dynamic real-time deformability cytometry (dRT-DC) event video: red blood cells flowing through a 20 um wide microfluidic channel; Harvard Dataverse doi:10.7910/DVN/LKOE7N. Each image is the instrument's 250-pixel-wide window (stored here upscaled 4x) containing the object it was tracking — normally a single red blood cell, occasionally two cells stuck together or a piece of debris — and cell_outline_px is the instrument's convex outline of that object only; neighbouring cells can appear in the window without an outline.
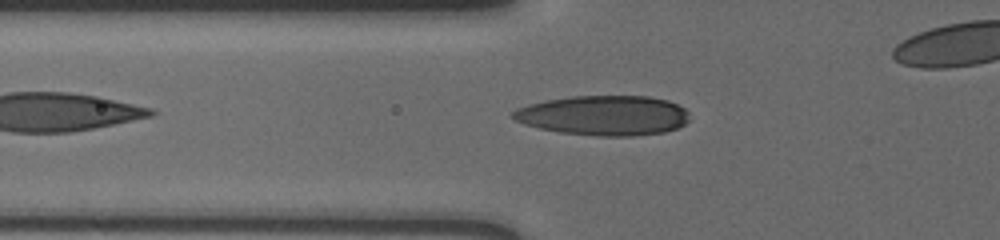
{"species": "human", "species_latin": "Homo sapiens", "temperature_condition": "cold", "stored_images_in_passage": 14, "camera_frame_rate_fps": 3000, "um_per_image_px": 0.085, "donor": {"sex": "male"}, "frame": {"image": 1, "passage_image": 4, "time_ms": 1.0, "image_size_px": [1000, 240], "cell_outline_px": [[688, 120], [684, 124], [676, 128], [664, 132], [632, 136], [596, 136], [560, 132], [540, 128], [524, 124], [516, 120], [512, 116], [512, 112], [516, 108], [528, 104], [544, 100], [572, 96], [648, 96], [668, 100], [684, 108], [688, 112]], "centroid_in_image_um": [51.31, 9.81], "position_along_channel_um": 74.5, "area_um2": 41.04}}
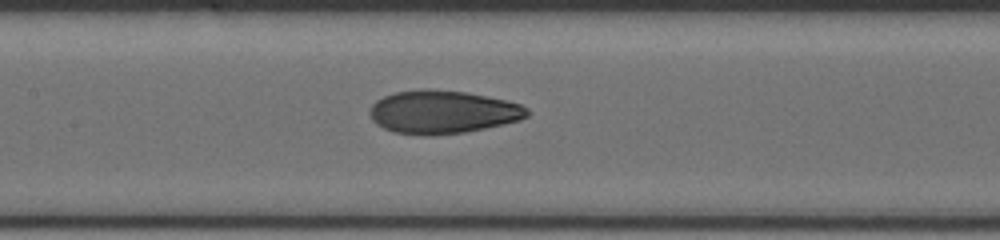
{"frame": {"image": 2, "passage_image": 10, "time_ms": 3.0, "image_size_px": [1000, 240], "cell_outline_px": [[528, 116], [520, 120], [484, 128], [464, 132], [432, 136], [424, 136], [396, 132], [384, 128], [376, 124], [372, 120], [372, 104], [376, 100], [384, 96], [396, 92], [420, 88], [428, 88], [468, 92], [504, 100], [520, 104], [528, 108]], "centroid_in_image_um": [37.62, 9.51], "position_along_channel_um": 169.8, "area_um2": 39.54}}
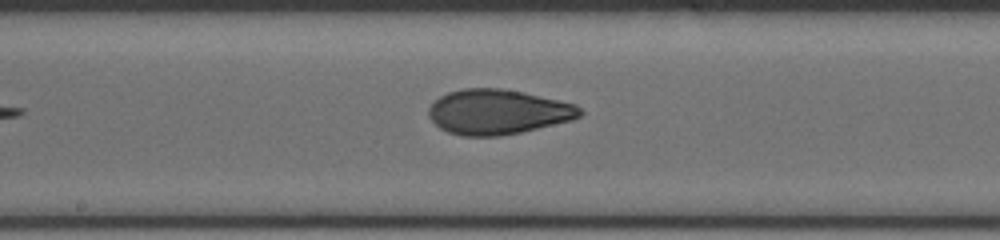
{"frame": {"image": 3, "passage_image": 13, "time_ms": 4.0, "image_size_px": [1000, 240], "cell_outline_px": [[584, 112], [580, 116], [572, 120], [520, 132], [500, 136], [460, 136], [448, 132], [440, 128], [428, 116], [428, 108], [440, 96], [448, 92], [464, 88], [500, 88], [524, 92], [576, 104]], "centroid_in_image_um": [42.31, 9.51], "position_along_channel_um": 205.9, "area_um2": 39.59}}